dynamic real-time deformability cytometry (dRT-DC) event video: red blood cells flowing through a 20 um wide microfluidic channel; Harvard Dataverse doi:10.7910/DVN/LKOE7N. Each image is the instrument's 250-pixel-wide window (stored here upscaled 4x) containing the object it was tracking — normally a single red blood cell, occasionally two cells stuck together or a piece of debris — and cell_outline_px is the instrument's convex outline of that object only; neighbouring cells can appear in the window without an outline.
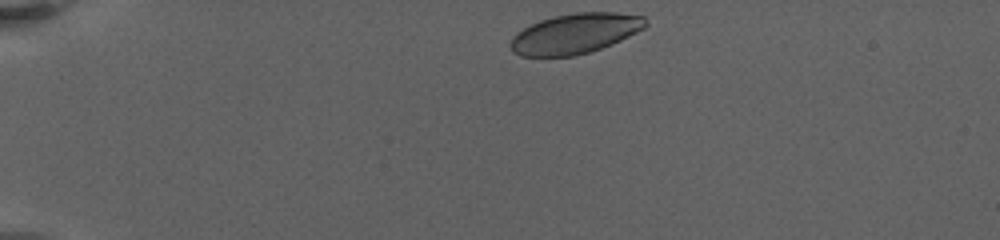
{"species": "human", "species_latin": "Homo sapiens", "temperature_condition": "warm", "stored_images_in_passage": 31, "camera_frame_rate_fps": 3000, "um_per_image_px": 0.085, "donor": {"sex": "female"}, "frame": {"image": 1, "passage_image": 1, "time_ms": 0.0, "image_size_px": [1000, 240], "cell_outline_px": [[648, 24], [644, 28], [620, 40], [600, 48], [576, 56], [520, 56], [512, 52], [512, 36], [524, 28], [540, 20], [556, 16], [576, 12], [616, 12], [644, 16], [648, 20]], "centroid_in_image_um": [48.91, 2.84], "position_along_channel_um": 36.1, "area_um2": 31.33}}
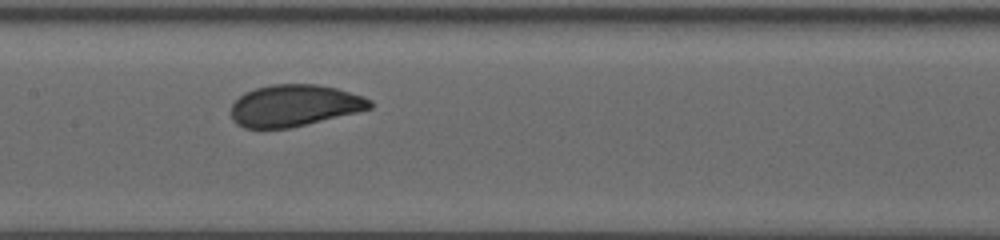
{"frame": {"image": 2, "passage_image": 17, "time_ms": 7.0, "image_size_px": [1000, 240], "cell_outline_px": [[372, 108], [356, 112], [288, 128], [244, 128], [236, 124], [232, 120], [232, 104], [244, 92], [256, 88], [272, 84], [316, 84], [336, 88], [372, 100]], "centroid_in_image_um": [24.98, 8.97], "position_along_channel_um": 182.4, "area_um2": 33.35}}
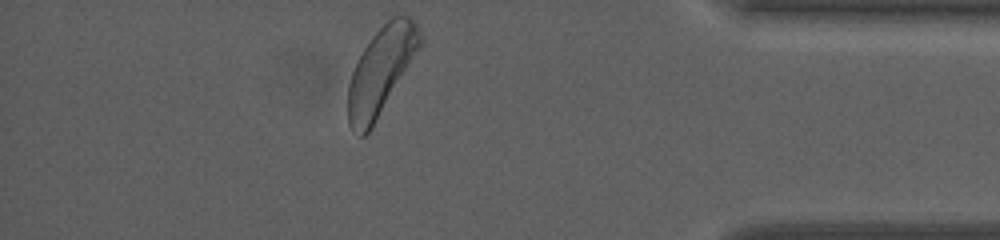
{"frame": {"image": 3, "passage_image": 31, "time_ms": 15.0, "image_size_px": [1000, 240], "cell_outline_px": [[424, 40], [372, 128], [364, 136], [360, 136], [348, 124], [348, 84], [352, 72], [364, 48], [372, 36], [392, 16], [408, 16], [416, 20]], "centroid_in_image_um": [32.4, 6.0], "position_along_channel_um": 402.8, "area_um2": 36.13}, "authors_computed_cell_mechanics": {"area_um2": 34.2176, "velocity_mm_per_s": 3.1133, "shape_relaxation_time_tau1_ms": 3.3162, "shape_relaxation_time_tau2_ms": null, "deformation_change_tau1": 0.0957, "deformation_change_tau2": null}}